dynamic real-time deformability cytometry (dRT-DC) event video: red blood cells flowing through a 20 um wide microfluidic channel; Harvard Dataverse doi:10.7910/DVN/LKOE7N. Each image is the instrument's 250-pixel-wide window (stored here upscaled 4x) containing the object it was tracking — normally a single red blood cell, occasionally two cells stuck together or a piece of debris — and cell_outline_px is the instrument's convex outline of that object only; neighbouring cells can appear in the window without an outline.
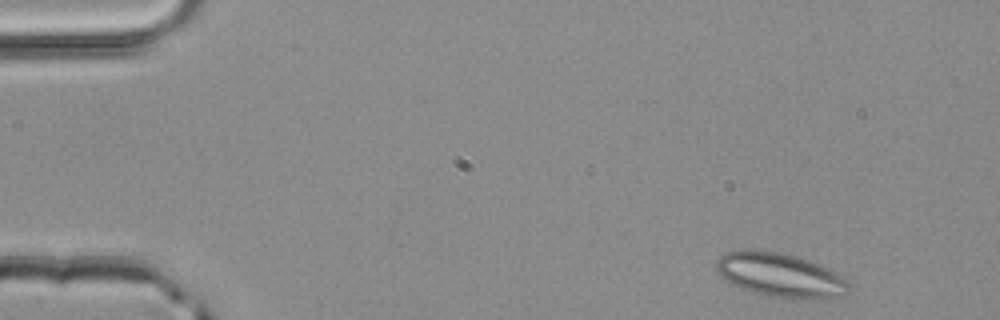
{"species": "common noctule bat (a hibernating species)", "species_latin": "Nyctalus noctula", "temperature_condition": "room temperature", "stored_images_in_passage": 3, "camera_frame_rate_fps": 3000, "um_per_image_px": 0.085, "animal": {"sex": "male", "body_mass_g": 20.4}, "frame": {"image": 1, "passage_image": 1, "time_ms": 0.0, "image_size_px": [1000, 320], "cell_outline_px": [[848, 292], [840, 296], [812, 300], [792, 300], [768, 296], [752, 292], [740, 288], [732, 284], [720, 276], [716, 268], [716, 260], [724, 252], [748, 248], [780, 252], [796, 256], [808, 260], [836, 272], [844, 276], [848, 280]], "centroid_in_image_um": [66.3, 23.39], "position_along_channel_um": 18.7, "area_um2": 34.74}}